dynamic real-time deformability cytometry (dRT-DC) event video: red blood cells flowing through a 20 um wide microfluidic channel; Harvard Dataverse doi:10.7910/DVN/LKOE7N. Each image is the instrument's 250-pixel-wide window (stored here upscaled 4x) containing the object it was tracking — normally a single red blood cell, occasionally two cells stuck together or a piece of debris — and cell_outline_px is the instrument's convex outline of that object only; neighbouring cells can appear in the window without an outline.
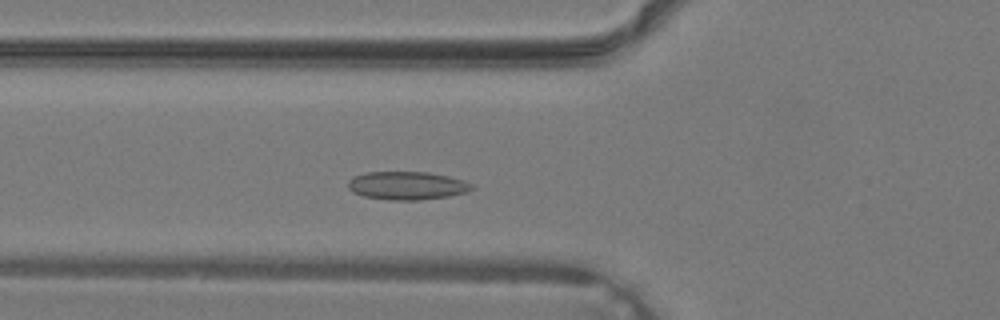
{"species": "common noctule bat (a hibernating species)", "species_latin": "Nyctalus noctula", "temperature_condition": "warm", "stored_images_in_passage": 33, "camera_frame_rate_fps": 3000, "um_per_image_px": 0.085, "animal": {"sex": "male", "body_mass_g": 19.2, "forearm_length_mm": 51.8}, "frame": {"image": 1, "passage_image": 9, "time_ms": 2.667, "image_size_px": [1000, 320], "cell_outline_px": [[472, 188], [468, 192], [448, 196], [420, 200], [388, 200], [364, 196], [352, 192], [348, 188], [348, 180], [352, 176], [368, 172], [428, 172], [448, 176], [464, 180], [472, 184]], "centroid_in_image_um": [34.57, 15.77], "position_along_channel_um": 91.2, "area_um2": 20.4}}
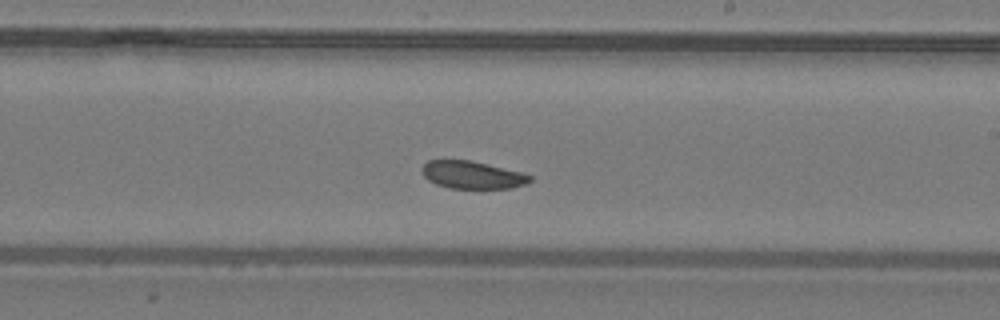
{"frame": {"image": 2, "passage_image": 18, "time_ms": 5.667, "image_size_px": [1000, 320], "cell_outline_px": [[532, 180], [524, 184], [512, 188], [448, 188], [436, 184], [428, 180], [420, 172], [420, 168], [428, 160], [468, 160], [524, 172], [532, 176]], "centroid_in_image_um": [40.12, 14.86], "position_along_channel_um": 248.9, "area_um2": 17.46}}
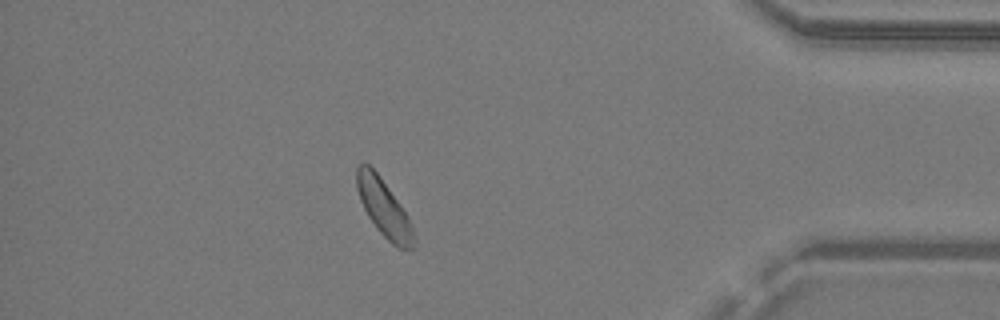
{"frame": {"image": 3, "passage_image": 29, "time_ms": 9.333, "image_size_px": [1000, 320], "cell_outline_px": [[416, 248], [400, 248], [392, 244], [376, 228], [368, 216], [360, 200], [356, 188], [356, 164], [368, 164], [376, 172], [400, 204], [408, 216], [416, 236]], "centroid_in_image_um": [32.64, 17.71], "position_along_channel_um": 402.6, "area_um2": 18.9}}